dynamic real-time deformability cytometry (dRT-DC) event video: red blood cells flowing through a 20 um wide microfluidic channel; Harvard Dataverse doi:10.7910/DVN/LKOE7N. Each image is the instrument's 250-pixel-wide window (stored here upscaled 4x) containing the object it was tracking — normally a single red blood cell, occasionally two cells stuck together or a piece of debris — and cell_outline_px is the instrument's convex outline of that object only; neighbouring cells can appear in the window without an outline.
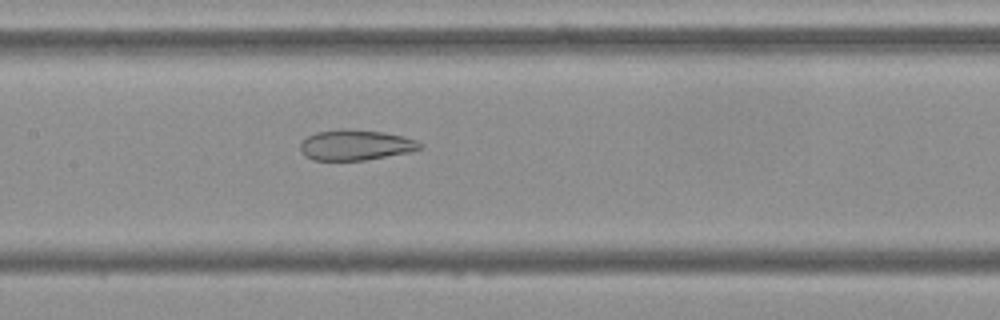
{"species": "Egyptian fruit bat (a non-hibernating species)", "species_latin": "Rousettus aegyptiacus", "temperature_condition": "cold", "stored_images_in_passage": 54, "camera_frame_rate_fps": 3000, "um_per_image_px": 0.085, "frame": {"image": 1, "passage_image": 26, "time_ms": 8.333, "image_size_px": [1000, 320], "cell_outline_px": [[424, 144], [420, 148], [408, 152], [364, 160], [312, 160], [304, 156], [300, 148], [300, 140], [316, 132], [340, 128], [344, 128], [384, 132], [416, 140]], "centroid_in_image_um": [30.16, 12.31], "position_along_channel_um": 177.2, "area_um2": 21.27}}
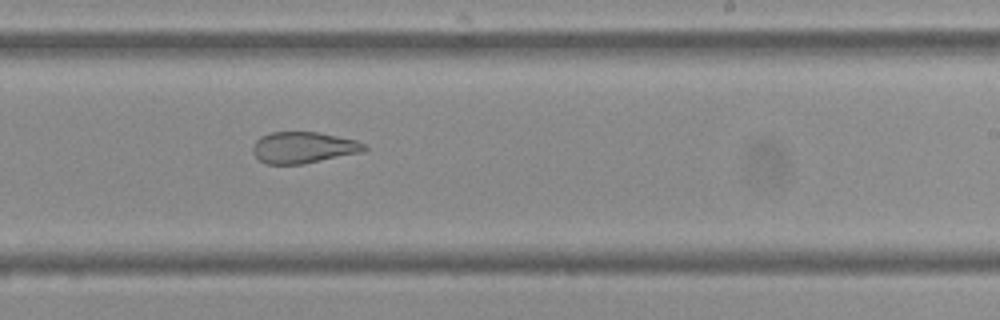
{"frame": {"image": 2, "passage_image": 33, "time_ms": 10.667, "image_size_px": [1000, 320], "cell_outline_px": [[368, 148], [364, 152], [304, 164], [268, 164], [260, 160], [252, 152], [252, 144], [260, 136], [268, 132], [316, 132], [356, 140], [368, 144]], "centroid_in_image_um": [25.8, 12.54], "position_along_channel_um": 263.2, "area_um2": 20.63}}
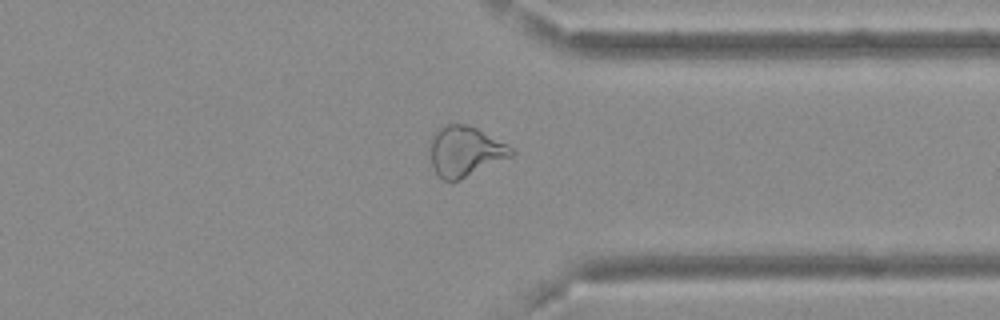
{"frame": {"image": 3, "passage_image": 42, "time_ms": 13.667, "image_size_px": [1000, 320], "cell_outline_px": [[516, 152], [512, 156], [460, 180], [444, 180], [436, 172], [432, 164], [428, 144], [432, 136], [440, 128], [448, 124], [468, 124], [508, 144]], "centroid_in_image_um": [39.54, 12.85], "position_along_channel_um": 371.9, "area_um2": 23.7}, "authors_computed_cell_mechanics": {"area_um2": 26.1834, "velocity_mm_per_s": 3.6975, "shape_relaxation_time_tau1_ms": null, "shape_relaxation_time_tau2_ms": 3.3598, "deformation_change_tau1": null, "deformation_change_tau2": 0.1231}}